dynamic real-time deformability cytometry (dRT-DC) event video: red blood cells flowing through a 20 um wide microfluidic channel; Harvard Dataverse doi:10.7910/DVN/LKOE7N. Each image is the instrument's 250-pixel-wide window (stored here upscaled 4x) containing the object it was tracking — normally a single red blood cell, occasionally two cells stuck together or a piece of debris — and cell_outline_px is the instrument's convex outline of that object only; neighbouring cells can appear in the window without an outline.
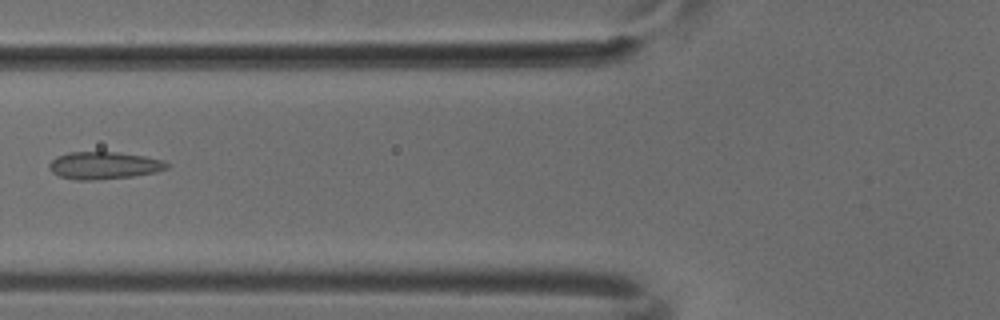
{"species": "common noctule bat (a hibernating species)", "species_latin": "Nyctalus noctula", "temperature_condition": "cold", "stored_images_in_passage": 6, "camera_frame_rate_fps": 3000, "um_per_image_px": 0.085, "animal": {"sex": "male", "body_mass_g": 18.8}, "frame": {"image": 1, "passage_image": 6, "time_ms": 1.667, "image_size_px": [1000, 320], "cell_outline_px": [[168, 168], [156, 172], [136, 176], [96, 180], [76, 180], [60, 176], [52, 172], [48, 168], [48, 164], [56, 156], [68, 152], [116, 152], [144, 156], [164, 160], [168, 164]], "centroid_in_image_um": [8.83, 14.07], "position_along_channel_um": 117.0, "area_um2": 18.9}}